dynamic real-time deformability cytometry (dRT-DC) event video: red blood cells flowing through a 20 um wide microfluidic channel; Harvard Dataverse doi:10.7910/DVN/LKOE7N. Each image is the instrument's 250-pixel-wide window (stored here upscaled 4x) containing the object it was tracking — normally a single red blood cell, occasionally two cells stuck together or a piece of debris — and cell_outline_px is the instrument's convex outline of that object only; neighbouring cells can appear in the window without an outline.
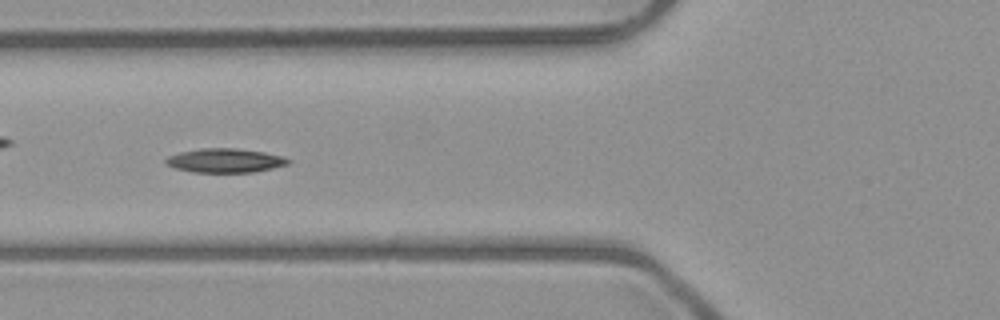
{"species": "common noctule bat (a hibernating species)", "species_latin": "Nyctalus noctula", "temperature_condition": "room temperature", "stored_images_in_passage": 9, "camera_frame_rate_fps": 3000, "um_per_image_px": 0.085, "animal": {"sex": "male", "body_mass_g": 23.1, "forearm_length_mm": 52.7}, "frame": {"image": 1, "passage_image": 6, "time_ms": 6.667, "image_size_px": [1000, 320], "cell_outline_px": [[292, 160], [288, 164], [272, 168], [252, 172], [192, 172], [176, 168], [164, 164], [164, 160], [168, 156], [180, 152], [200, 148], [236, 148], [264, 152], [284, 156]], "centroid_in_image_um": [19.12, 13.64], "position_along_channel_um": 106.7, "area_um2": 17.22}}
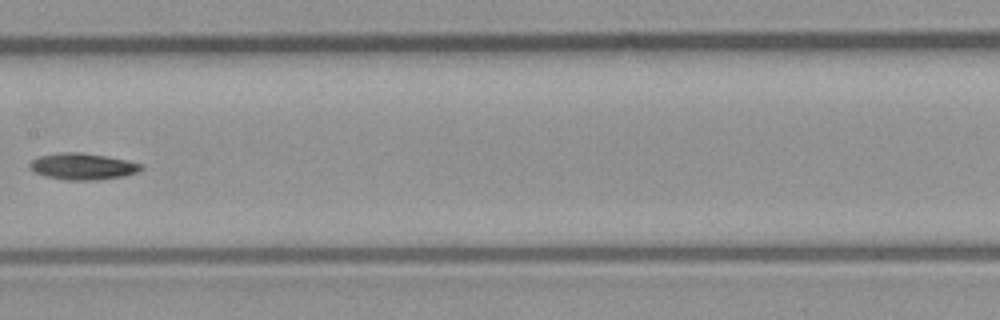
{"frame": {"image": 2, "passage_image": 8, "time_ms": 9.0, "image_size_px": [1000, 320], "cell_outline_px": [[144, 168], [136, 172], [124, 176], [100, 180], [68, 180], [44, 176], [32, 172], [28, 164], [32, 160], [40, 156], [60, 152], [76, 152], [104, 156], [128, 160], [144, 164]], "centroid_in_image_um": [7.03, 14.15], "position_along_channel_um": 200.4, "area_um2": 17.28}}
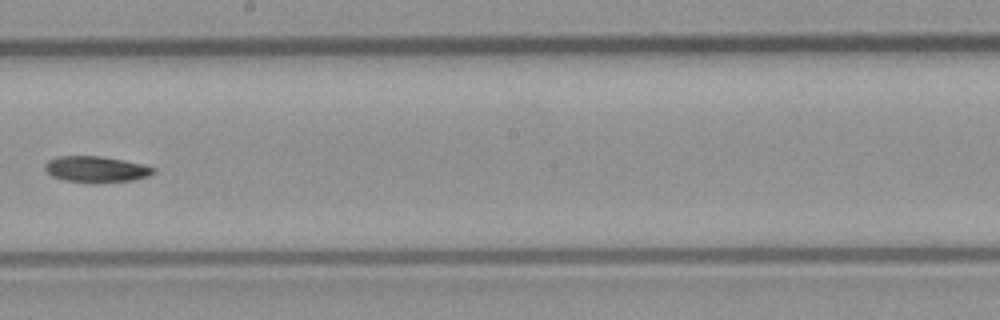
{"frame": {"image": 3, "passage_image": 9, "time_ms": 10.0, "image_size_px": [1000, 320], "cell_outline_px": [[156, 172], [148, 176], [132, 180], [92, 184], [64, 180], [52, 176], [44, 168], [44, 164], [48, 160], [56, 156], [100, 156], [124, 160], [144, 164], [156, 168]], "centroid_in_image_um": [8.17, 14.39], "position_along_channel_um": 240.0, "area_um2": 16.82}}